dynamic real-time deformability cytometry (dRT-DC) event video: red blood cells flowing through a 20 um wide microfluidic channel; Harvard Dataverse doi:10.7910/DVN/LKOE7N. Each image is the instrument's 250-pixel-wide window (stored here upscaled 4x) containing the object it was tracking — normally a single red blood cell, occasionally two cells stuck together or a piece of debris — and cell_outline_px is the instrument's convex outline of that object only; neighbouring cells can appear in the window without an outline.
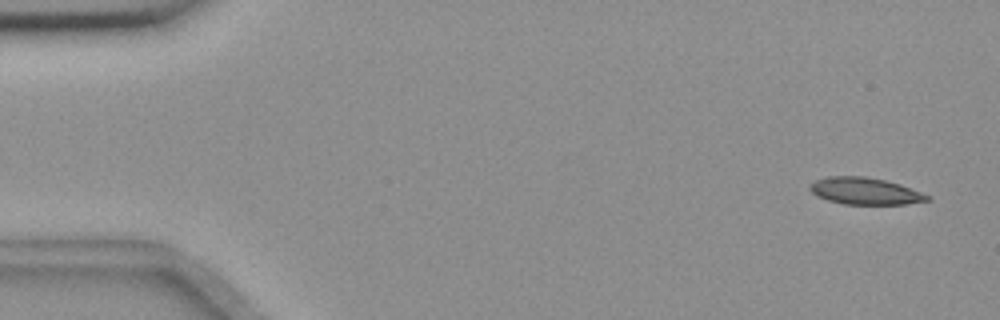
{"species": "common noctule bat (a hibernating species)", "species_latin": "Nyctalus noctula", "temperature_condition": "room temperature", "stored_images_in_passage": 5, "camera_frame_rate_fps": 3000, "um_per_image_px": 0.085, "animal": {"sex": "female", "body_mass_g": 18.4}, "frame": {"image": 1, "passage_image": 1, "time_ms": 0.0, "image_size_px": [1000, 320], "cell_outline_px": [[932, 200], [904, 204], [844, 204], [828, 200], [812, 192], [808, 188], [816, 180], [828, 176], [864, 176], [884, 180], [900, 184], [932, 196]], "centroid_in_image_um": [73.58, 16.24], "position_along_channel_um": 11.4, "area_um2": 18.26}}